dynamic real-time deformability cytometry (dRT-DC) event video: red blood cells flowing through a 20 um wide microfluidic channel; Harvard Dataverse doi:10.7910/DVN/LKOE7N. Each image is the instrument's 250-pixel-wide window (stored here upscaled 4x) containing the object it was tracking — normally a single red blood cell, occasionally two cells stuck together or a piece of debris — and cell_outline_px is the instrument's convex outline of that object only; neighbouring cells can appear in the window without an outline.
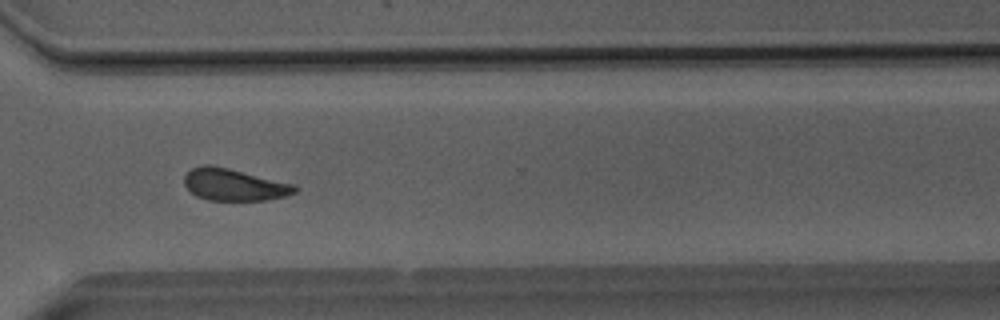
{"species": "Egyptian fruit bat (a non-hibernating species)", "species_latin": "Rousettus aegyptiacus", "temperature_condition": "room temperature", "stored_images_in_passage": 51, "camera_frame_rate_fps": 3000, "um_per_image_px": 0.085, "animal": {"sex": "male"}, "frame": {"image": 1, "passage_image": 37, "time_ms": 12.0, "image_size_px": [1000, 320], "cell_outline_px": [[296, 192], [288, 196], [268, 200], [208, 200], [196, 196], [184, 184], [184, 176], [192, 168], [204, 164], [212, 164], [296, 184]], "centroid_in_image_um": [19.92, 15.69], "position_along_channel_um": 350.7, "area_um2": 20.75}}
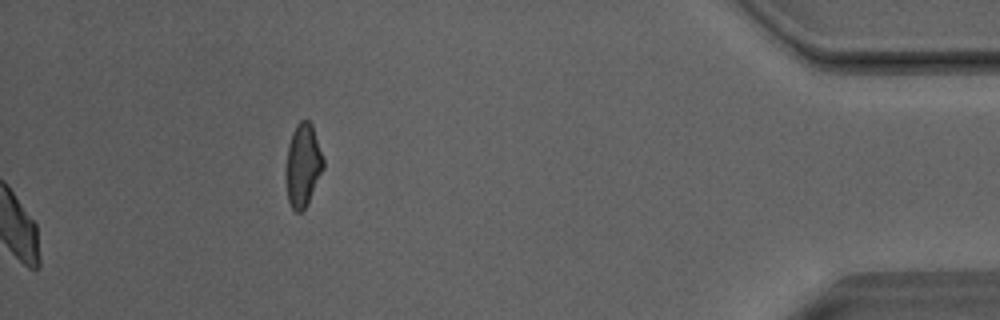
{"frame": {"image": 2, "passage_image": 51, "time_ms": 16.667, "image_size_px": [1000, 320], "cell_outline_px": [[324, 168], [304, 208], [300, 212], [296, 212], [292, 208], [288, 200], [288, 144], [292, 132], [296, 124], [300, 120], [308, 120], [312, 124], [324, 160]], "centroid_in_image_um": [25.78, 13.98], "position_along_channel_um": 409.4, "area_um2": 17.34}, "authors_computed_cell_mechanics": {"area_um2": 21.4438, "velocity_mm_per_s": 4.0264, "shape_relaxation_time_tau1_ms": 6.7613, "shape_relaxation_time_tau2_ms": 2.5104, "deformation_change_tau1": 0.1474, "deformation_change_tau2": 0.0827}}